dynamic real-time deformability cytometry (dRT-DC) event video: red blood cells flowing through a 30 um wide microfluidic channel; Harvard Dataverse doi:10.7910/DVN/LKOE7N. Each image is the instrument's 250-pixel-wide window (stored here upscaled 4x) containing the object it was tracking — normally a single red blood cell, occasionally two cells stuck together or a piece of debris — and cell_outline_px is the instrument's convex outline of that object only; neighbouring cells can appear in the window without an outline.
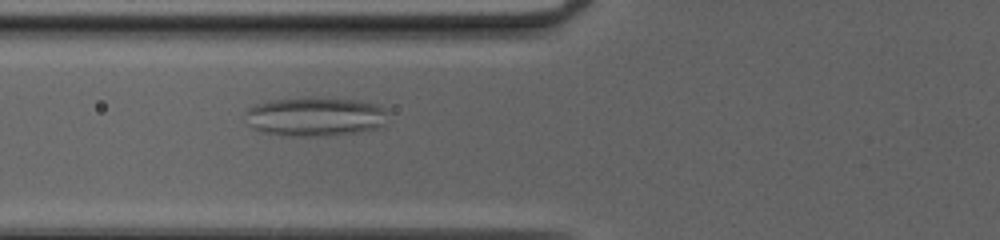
{"species": "common noctule bat (a hibernating species)", "species_latin": "Nyctalus noctula", "temperature_condition": "cold", "stored_images_in_passage": 48, "camera_frame_rate_fps": 3000, "um_per_image_px": 0.085, "animal": {"sex": "female", "body_mass_g": 20.0, "forearm_length_mm": 54.0}, "frame": {"image": 1, "passage_image": 17, "time_ms": 5.333, "image_size_px": [1000, 240], "cell_outline_px": [[384, 124], [380, 128], [332, 136], [284, 136], [260, 132], [248, 124], [244, 112], [248, 108], [256, 104], [276, 100], [308, 96], [312, 96], [356, 100], [376, 104], [384, 108]], "centroid_in_image_um": [26.75, 9.91], "position_along_channel_um": 99.1, "area_um2": 32.83}}
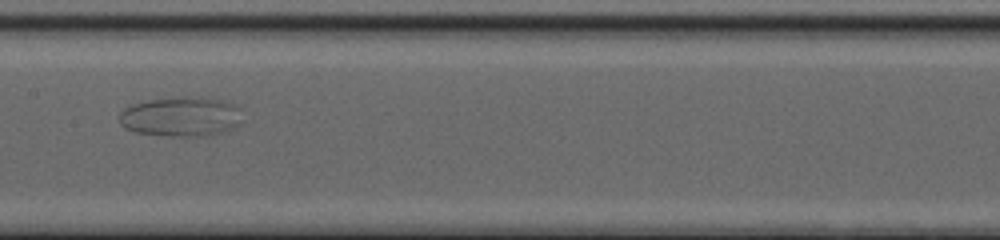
{"frame": {"image": 2, "passage_image": 24, "time_ms": 7.667, "image_size_px": [1000, 240], "cell_outline_px": [[240, 124], [236, 128], [228, 132], [212, 136], [168, 136], [136, 132], [124, 128], [120, 124], [120, 112], [124, 108], [132, 104], [148, 100], [184, 96], [224, 100], [236, 104], [240, 108]], "centroid_in_image_um": [15.43, 9.93], "position_along_channel_um": 192.0, "area_um2": 28.96}}
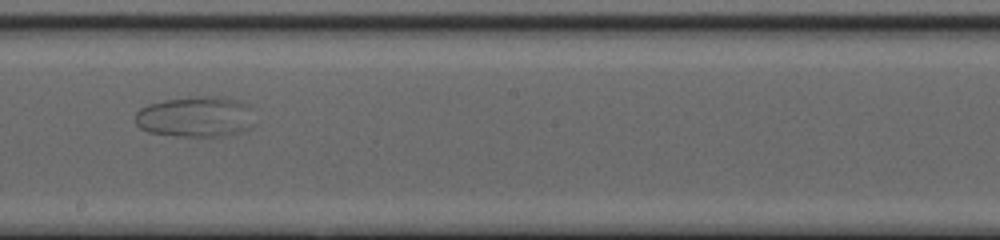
{"frame": {"image": 3, "passage_image": 27, "time_ms": 8.667, "image_size_px": [1000, 240], "cell_outline_px": [[256, 124], [244, 132], [224, 136], [176, 136], [148, 132], [140, 128], [136, 124], [136, 112], [140, 108], [148, 104], [164, 100], [200, 96], [220, 96], [240, 100], [248, 104], [252, 108]], "centroid_in_image_um": [16.71, 9.93], "position_along_channel_um": 231.5, "area_um2": 28.96}}